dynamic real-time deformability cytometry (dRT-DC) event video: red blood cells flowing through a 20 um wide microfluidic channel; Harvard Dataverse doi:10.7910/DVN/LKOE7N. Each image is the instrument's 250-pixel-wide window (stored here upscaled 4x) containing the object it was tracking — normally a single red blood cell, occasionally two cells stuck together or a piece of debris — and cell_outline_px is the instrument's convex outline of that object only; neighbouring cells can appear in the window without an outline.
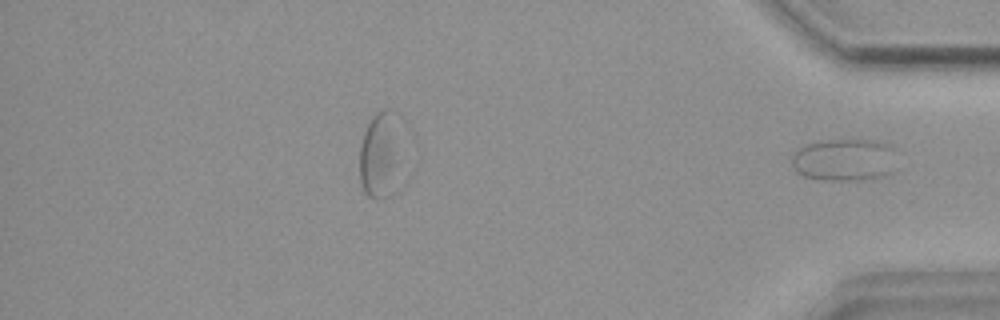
{"species": "common noctule bat (a hibernating species)", "species_latin": "Nyctalus noctula", "temperature_condition": "warm", "stored_images_in_passage": 38, "segment_of_instrument_passage": [2, 2], "camera_frame_rate_fps": 3000, "um_per_image_px": 0.085, "animal": {"sex": "female", "body_mass_g": 18.4}, "frame": {"image": 1, "passage_image": 38, "time_ms": 12.333, "image_size_px": [1000, 320], "cell_outline_px": [[892, 172], [884, 176], [864, 180], [816, 180], [804, 176], [796, 172], [792, 164], [792, 156], [804, 144], [820, 140], [872, 140], [884, 144], [892, 148]], "centroid_in_image_um": [71.69, 13.6], "position_along_channel_um": 363.5, "area_um2": 25.78}}